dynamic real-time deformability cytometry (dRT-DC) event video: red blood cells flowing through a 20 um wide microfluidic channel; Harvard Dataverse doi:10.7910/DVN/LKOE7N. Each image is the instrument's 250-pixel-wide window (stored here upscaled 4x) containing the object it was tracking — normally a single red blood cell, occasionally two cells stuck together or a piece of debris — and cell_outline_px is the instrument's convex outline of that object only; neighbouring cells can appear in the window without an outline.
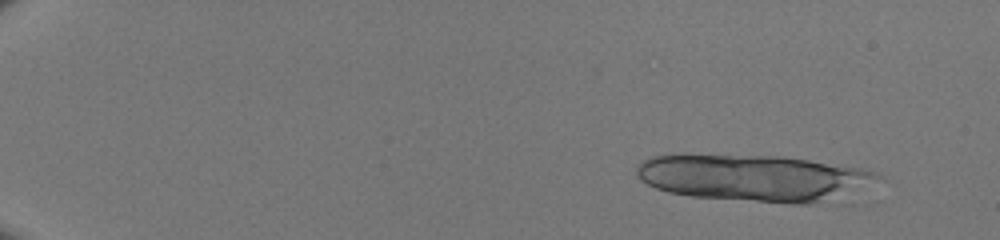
{"species": "human", "species_latin": "Homo sapiens", "temperature_condition": "room temperature", "stored_images_in_passage": 19, "camera_frame_rate_fps": 3000, "um_per_image_px": 0.085, "donor": {"sex": "male"}, "frame": {"image": 1, "passage_image": 5, "time_ms": 1.333, "image_size_px": [1000, 240], "cell_outline_px": [[880, 176], [812, 204], [788, 204], [692, 196], [668, 192], [656, 188], [640, 180], [636, 176], [636, 164], [652, 156], [780, 156], [808, 160], [856, 168], [876, 172]], "centroid_in_image_um": [63.82, 15.11], "position_along_channel_um": 21.2, "area_um2": 62.77}}